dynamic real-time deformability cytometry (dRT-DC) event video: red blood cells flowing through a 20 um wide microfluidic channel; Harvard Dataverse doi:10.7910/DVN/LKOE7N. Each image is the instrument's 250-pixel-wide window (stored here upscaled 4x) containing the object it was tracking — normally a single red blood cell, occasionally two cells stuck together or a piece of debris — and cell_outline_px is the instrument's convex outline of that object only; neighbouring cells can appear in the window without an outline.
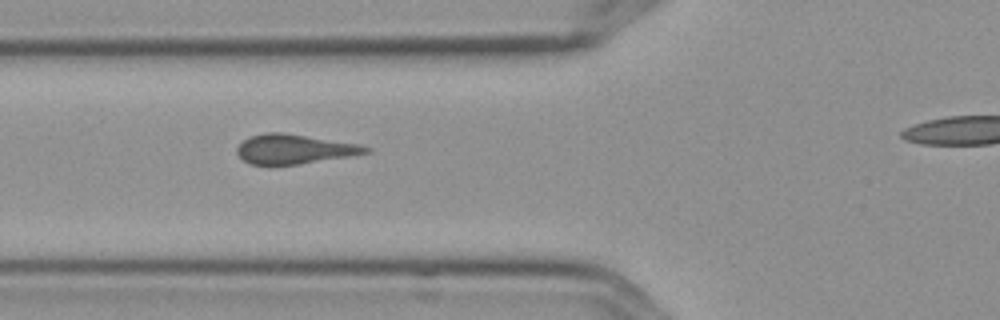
{"species": "Egyptian fruit bat (a non-hibernating species)", "species_latin": "Rousettus aegyptiacus", "temperature_condition": "cold", "stored_images_in_passage": 8, "segment_of_instrument_passage": [1, 2], "camera_frame_rate_fps": 3000, "um_per_image_px": 0.085, "frame": {"image": 1, "passage_image": 6, "time_ms": 1.667, "image_size_px": [1000, 320], "cell_outline_px": [[372, 152], [300, 164], [252, 164], [244, 160], [236, 152], [236, 148], [248, 136], [268, 132], [280, 132], [360, 144], [372, 148]], "centroid_in_image_um": [25.03, 12.66], "position_along_channel_um": 100.8, "area_um2": 21.91}}
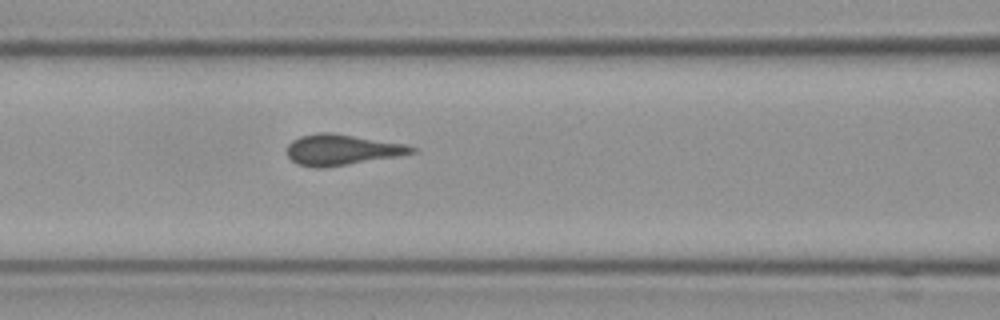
{"frame": {"image": 2, "passage_image": 7, "time_ms": 2.0, "image_size_px": [1000, 320], "cell_outline_px": [[416, 152], [396, 156], [324, 168], [316, 168], [296, 164], [288, 156], [284, 148], [292, 140], [300, 136], [320, 132], [332, 132], [408, 144], [416, 148]], "centroid_in_image_um": [29.01, 12.72], "position_along_channel_um": 137.6, "area_um2": 22.54}}